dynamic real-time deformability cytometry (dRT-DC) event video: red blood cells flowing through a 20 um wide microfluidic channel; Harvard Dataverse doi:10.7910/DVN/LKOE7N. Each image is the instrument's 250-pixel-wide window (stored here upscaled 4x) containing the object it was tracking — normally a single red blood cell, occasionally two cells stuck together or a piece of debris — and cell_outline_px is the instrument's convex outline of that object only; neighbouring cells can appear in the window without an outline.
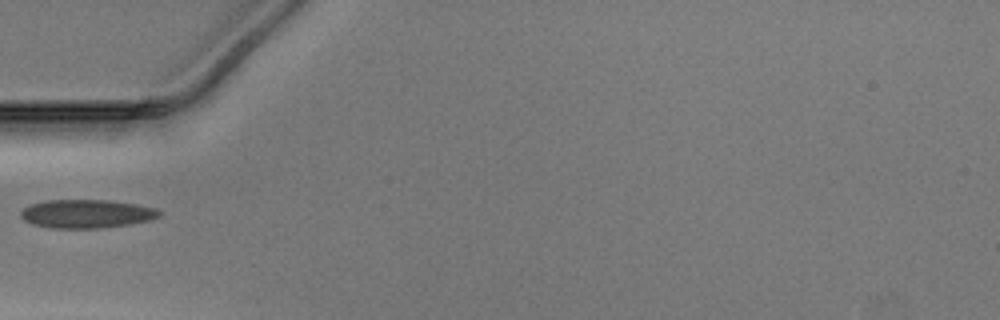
{"species": "Egyptian fruit bat (a non-hibernating species)", "species_latin": "Rousettus aegyptiacus", "temperature_condition": "warm", "stored_images_in_passage": 35, "camera_frame_rate_fps": 3000, "um_per_image_px": 0.085, "animal": {"sex": "male"}, "frame": {"image": 1, "passage_image": 1, "time_ms": 0.0, "image_size_px": [1000, 320], "cell_outline_px": [[160, 216], [152, 220], [128, 224], [100, 228], [52, 228], [32, 224], [24, 220], [20, 216], [20, 212], [24, 208], [32, 204], [44, 200], [108, 200], [136, 204], [156, 208], [160, 212]], "centroid_in_image_um": [7.35, 18.17], "position_along_channel_um": 77.6, "area_um2": 23.0}}
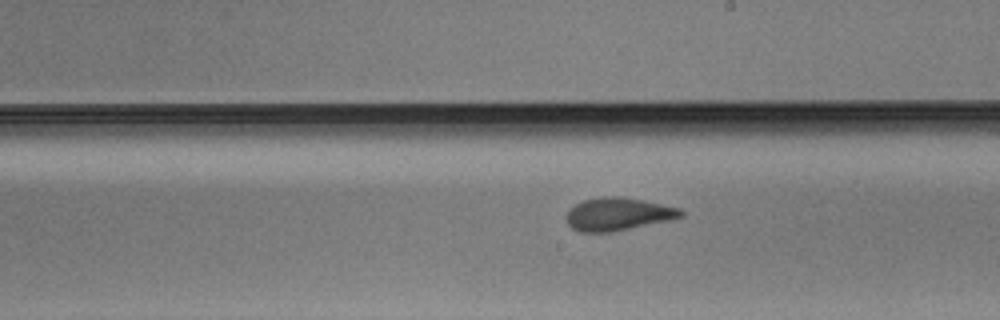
{"frame": {"image": 2, "passage_image": 13, "time_ms": 4.0, "image_size_px": [1000, 320], "cell_outline_px": [[684, 216], [672, 220], [612, 232], [580, 232], [572, 228], [568, 224], [564, 216], [568, 208], [584, 200], [604, 196], [620, 196], [680, 208], [684, 212]], "centroid_in_image_um": [52.51, 18.21], "position_along_channel_um": 236.5, "area_um2": 22.08}}
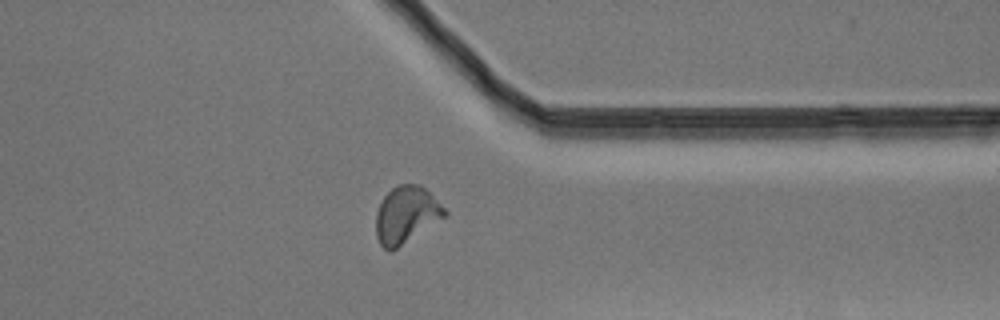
{"frame": {"image": 3, "passage_image": 24, "time_ms": 7.667, "image_size_px": [1000, 320], "cell_outline_px": [[448, 216], [396, 248], [388, 252], [380, 244], [376, 236], [376, 212], [384, 196], [392, 188], [400, 184], [420, 184], [448, 212]], "centroid_in_image_um": [34.53, 18.26], "position_along_channel_um": 376.9, "area_um2": 22.6}}